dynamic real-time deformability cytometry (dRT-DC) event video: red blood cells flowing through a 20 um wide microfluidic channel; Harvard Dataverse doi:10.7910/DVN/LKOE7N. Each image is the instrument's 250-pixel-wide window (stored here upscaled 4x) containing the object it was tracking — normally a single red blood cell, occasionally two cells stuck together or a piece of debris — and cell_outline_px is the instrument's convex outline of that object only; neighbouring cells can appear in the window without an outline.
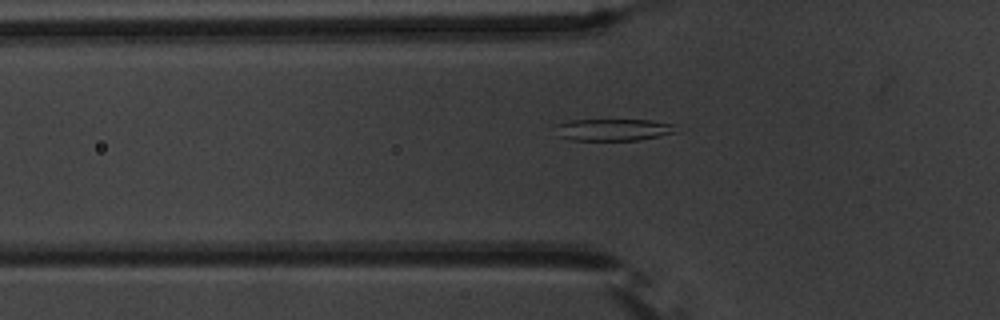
{"species": "common noctule bat (a hibernating species)", "species_latin": "Nyctalus noctula", "temperature_condition": "warm", "stored_images_in_passage": 37, "segment_of_instrument_passage": [1, 2], "camera_frame_rate_fps": 3000, "um_per_image_px": 0.085, "animal": {"sex": "male", "body_mass_g": 20.1, "forearm_length_mm": 53.5}, "frame": {"image": 1, "passage_image": 6, "time_ms": 1.667, "image_size_px": [1000, 320], "cell_outline_px": [[676, 132], [660, 136], [640, 140], [572, 140], [560, 136], [556, 124], [572, 120], [652, 120], [672, 124]], "centroid_in_image_um": [52.15, 11.03], "position_along_channel_um": 73.6, "area_um2": 15.14}}
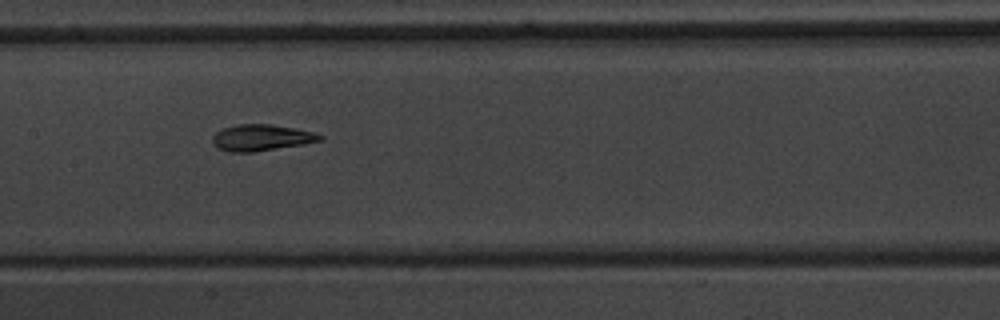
{"frame": {"image": 2, "passage_image": 15, "time_ms": 4.667, "image_size_px": [1000, 320], "cell_outline_px": [[324, 140], [304, 144], [252, 152], [228, 152], [216, 148], [212, 144], [212, 136], [216, 132], [224, 128], [236, 124], [272, 124], [312, 132], [324, 136]], "centroid_in_image_um": [22.18, 11.71], "position_along_channel_um": 185.2, "area_um2": 16.53}}
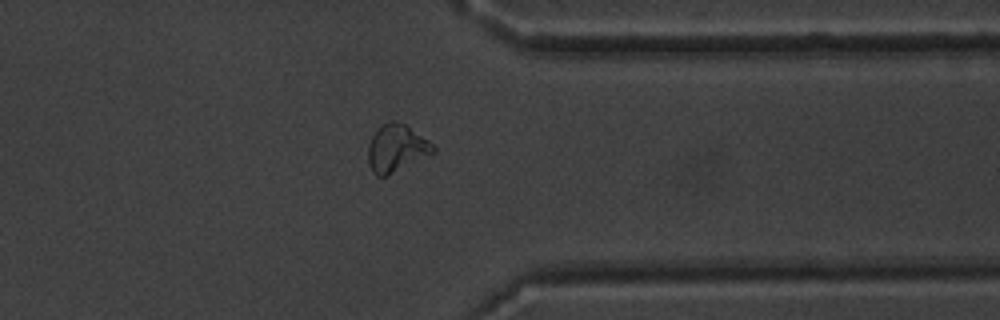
{"frame": {"image": 3, "passage_image": 31, "time_ms": 10.0, "image_size_px": [1000, 320], "cell_outline_px": [[436, 152], [388, 176], [376, 176], [372, 172], [368, 164], [368, 144], [372, 136], [388, 120], [396, 120], [404, 124], [428, 140], [436, 148]], "centroid_in_image_um": [33.69, 12.63], "position_along_channel_um": 377.7, "area_um2": 17.98}}